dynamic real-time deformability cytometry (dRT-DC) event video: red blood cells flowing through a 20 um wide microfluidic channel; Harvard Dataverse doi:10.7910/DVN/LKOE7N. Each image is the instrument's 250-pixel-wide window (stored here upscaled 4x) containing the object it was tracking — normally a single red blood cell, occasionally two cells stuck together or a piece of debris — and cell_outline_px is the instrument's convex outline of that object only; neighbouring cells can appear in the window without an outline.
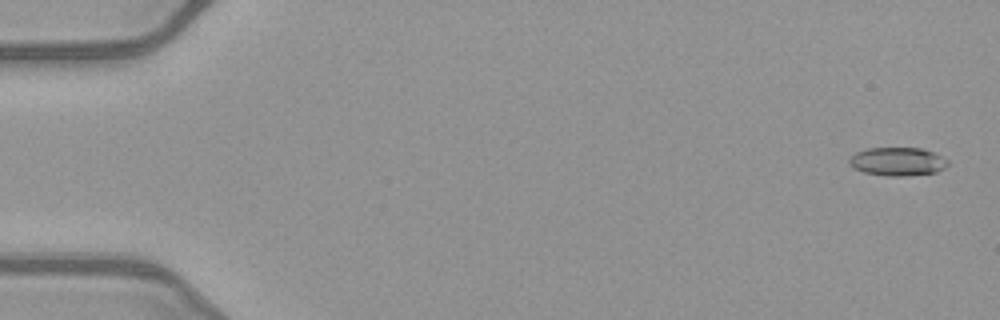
{"species": "common noctule bat (a hibernating species)", "species_latin": "Nyctalus noctula", "temperature_condition": "warm", "stored_images_in_passage": 52, "camera_frame_rate_fps": 3000, "um_per_image_px": 0.085, "animal": {"sex": "female", "body_mass_g": 21.9}, "frame": {"image": 1, "passage_image": 2, "time_ms": 0.333, "image_size_px": [1000, 320], "cell_outline_px": [[948, 164], [944, 168], [936, 172], [908, 176], [888, 176], [864, 172], [852, 168], [848, 164], [848, 160], [856, 152], [868, 148], [920, 148], [932, 152], [948, 160]], "centroid_in_image_um": [76.26, 13.74], "position_along_channel_um": 8.7, "area_um2": 16.3}}
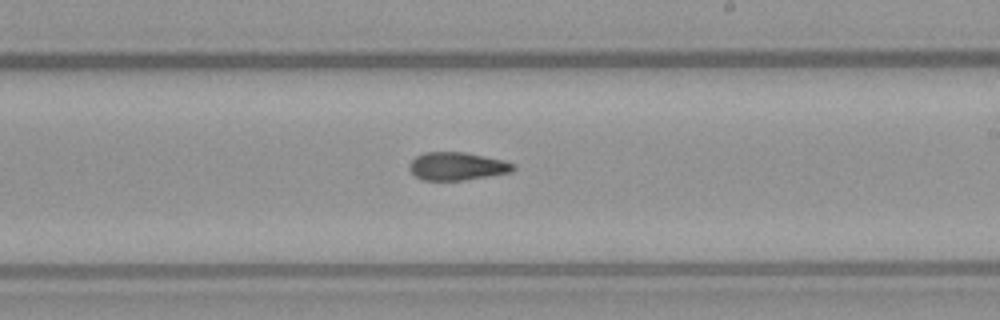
{"frame": {"image": 2, "passage_image": 31, "time_ms": 10.0, "image_size_px": [1000, 320], "cell_outline_px": [[516, 168], [512, 172], [464, 180], [424, 180], [416, 176], [408, 168], [408, 164], [416, 156], [424, 152], [464, 152], [504, 160], [516, 164]], "centroid_in_image_um": [38.87, 14.12], "position_along_channel_um": 250.1, "area_um2": 16.99}}
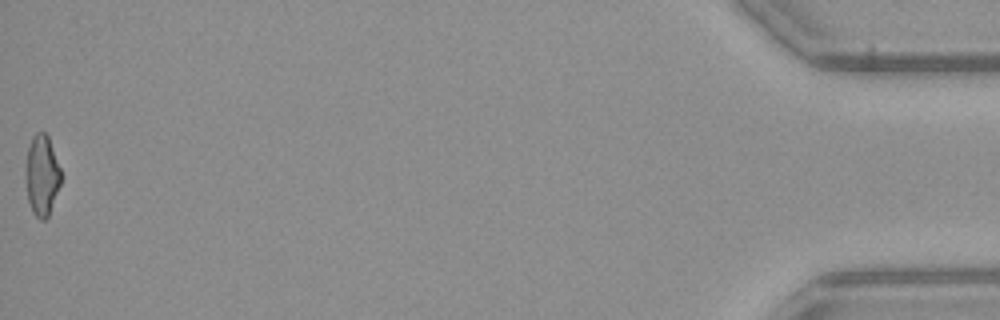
{"frame": {"image": 3, "passage_image": 52, "time_ms": 17.0, "image_size_px": [1000, 320], "cell_outline_px": [[60, 184], [48, 216], [44, 220], [40, 220], [32, 212], [28, 200], [28, 148], [32, 136], [36, 132], [44, 132], [48, 136], [60, 168]], "centroid_in_image_um": [3.59, 14.9], "position_along_channel_um": 431.6, "area_um2": 15.78}, "authors_computed_cell_mechanics": {"area_um2": 17.1377, "velocity_mm_per_s": 4.0518, "shape_relaxation_time_tau1_ms": 8.8261, "shape_relaxation_time_tau2_ms": 3.981, "deformation_change_tau1": 0.217, "deformation_change_tau2": 0.1227}}